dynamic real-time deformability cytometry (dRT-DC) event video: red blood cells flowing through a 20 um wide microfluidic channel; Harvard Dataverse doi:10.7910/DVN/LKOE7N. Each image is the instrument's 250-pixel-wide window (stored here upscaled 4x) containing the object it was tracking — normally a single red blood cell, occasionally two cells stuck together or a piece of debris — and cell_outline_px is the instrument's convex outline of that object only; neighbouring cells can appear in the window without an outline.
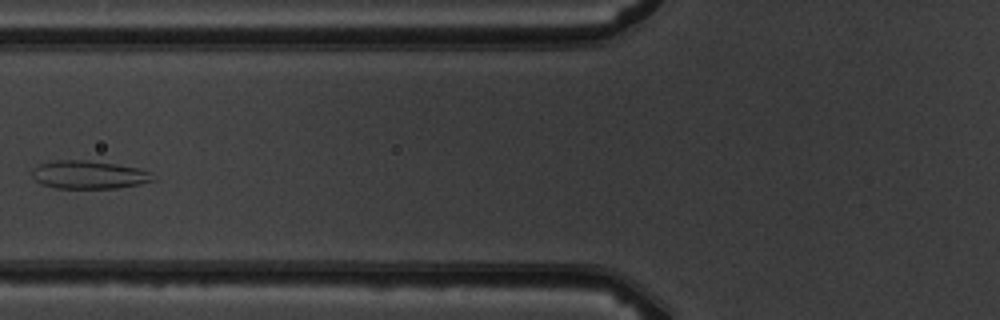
{"species": "common noctule bat (a hibernating species)", "species_latin": "Nyctalus noctula", "temperature_condition": "warm", "stored_images_in_passage": 7, "camera_frame_rate_fps": 3000, "um_per_image_px": 0.085, "animal": {"sex": "male", "body_mass_g": 19.5, "forearm_length_mm": 54.6}, "frame": {"image": 1, "passage_image": 5, "time_ms": 4.667, "image_size_px": [1000, 320], "cell_outline_px": [[156, 180], [140, 184], [116, 188], [56, 188], [44, 184], [36, 180], [32, 176], [32, 168], [40, 164], [56, 160], [84, 160], [116, 164], [140, 168], [152, 172]], "centroid_in_image_um": [7.6, 14.85], "position_along_channel_um": 118.2, "area_um2": 19.83}}
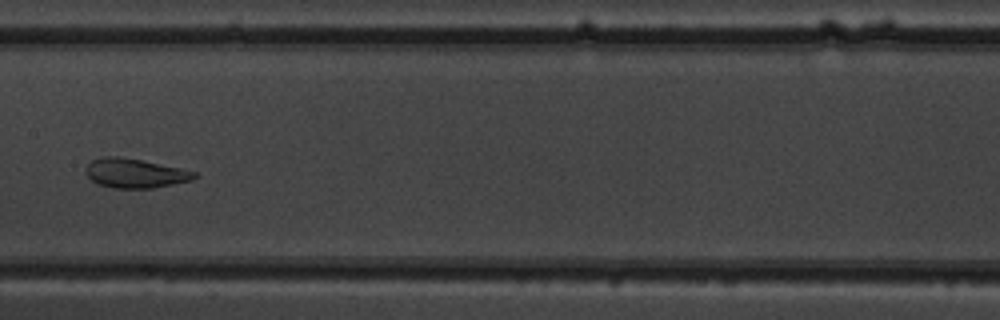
{"frame": {"image": 2, "passage_image": 7, "time_ms": 6.667, "image_size_px": [1000, 320], "cell_outline_px": [[200, 176], [192, 180], [152, 188], [112, 188], [96, 184], [84, 172], [84, 168], [92, 160], [104, 156], [120, 156], [180, 168], [196, 172]], "centroid_in_image_um": [11.45, 14.73], "position_along_channel_um": 196.0, "area_um2": 18.61}}